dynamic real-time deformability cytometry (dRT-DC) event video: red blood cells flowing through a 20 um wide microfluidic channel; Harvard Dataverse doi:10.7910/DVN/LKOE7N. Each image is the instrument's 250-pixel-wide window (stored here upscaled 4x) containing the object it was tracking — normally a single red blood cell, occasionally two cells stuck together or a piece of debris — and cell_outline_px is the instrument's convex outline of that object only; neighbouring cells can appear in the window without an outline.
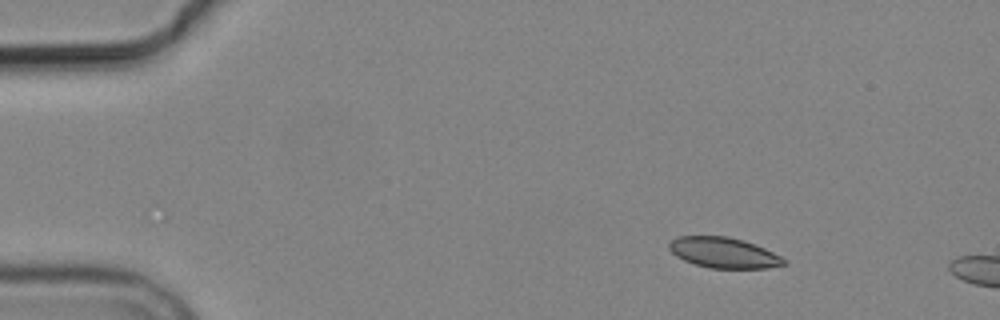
{"species": "common noctule bat (a hibernating species)", "species_latin": "Nyctalus noctula", "temperature_condition": "cold", "stored_images_in_passage": 2, "camera_frame_rate_fps": 3000, "um_per_image_px": 0.085, "animal": {"sex": "male", "body_mass_g": 19.2, "forearm_length_mm": 51.8}, "frame": {"image": 1, "passage_image": 1, "time_ms": 0.0, "image_size_px": [1000, 320], "cell_outline_px": [[784, 264], [768, 268], [712, 268], [696, 264], [684, 260], [676, 256], [668, 248], [668, 244], [676, 236], [728, 236], [744, 240], [764, 248], [780, 256], [784, 260]], "centroid_in_image_um": [61.47, 21.46], "position_along_channel_um": 23.5, "area_um2": 20.23}}